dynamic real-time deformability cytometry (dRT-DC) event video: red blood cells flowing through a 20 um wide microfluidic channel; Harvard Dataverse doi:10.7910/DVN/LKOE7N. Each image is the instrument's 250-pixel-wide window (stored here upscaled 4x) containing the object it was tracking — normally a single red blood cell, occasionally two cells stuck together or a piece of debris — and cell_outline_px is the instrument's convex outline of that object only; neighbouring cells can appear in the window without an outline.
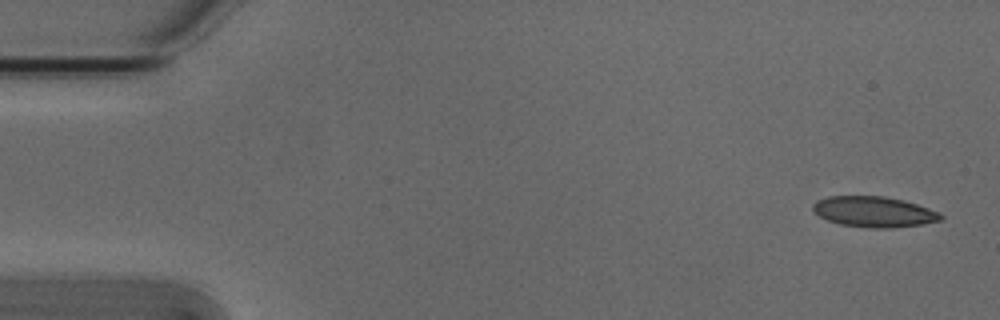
{"species": "Egyptian fruit bat (a non-hibernating species)", "species_latin": "Rousettus aegyptiacus", "temperature_condition": "cold", "stored_images_in_passage": 3, "camera_frame_rate_fps": 3000, "um_per_image_px": 0.085, "animal": {"sex": "male"}, "frame": {"image": 1, "passage_image": 1, "time_ms": 0.0, "image_size_px": [1000, 320], "cell_outline_px": [[944, 216], [940, 220], [920, 224], [888, 228], [872, 228], [840, 224], [828, 220], [820, 216], [812, 208], [812, 204], [816, 200], [828, 196], [884, 196], [904, 200], [940, 212]], "centroid_in_image_um": [74.27, 17.99], "position_along_channel_um": 10.7, "area_um2": 22.66}}